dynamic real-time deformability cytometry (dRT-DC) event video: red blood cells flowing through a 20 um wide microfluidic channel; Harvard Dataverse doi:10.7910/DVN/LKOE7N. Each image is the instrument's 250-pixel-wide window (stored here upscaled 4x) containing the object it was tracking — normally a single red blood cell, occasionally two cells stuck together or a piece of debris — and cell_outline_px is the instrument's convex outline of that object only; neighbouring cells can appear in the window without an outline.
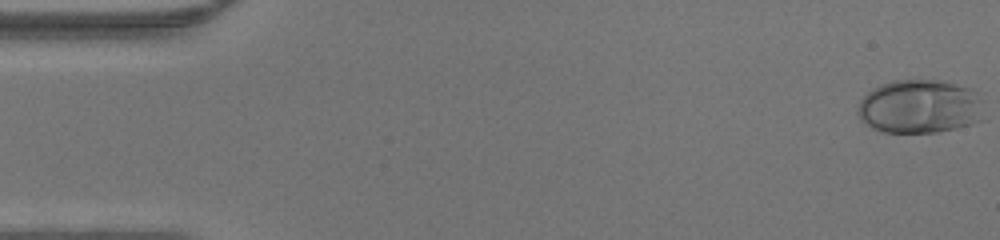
{"species": "human", "species_latin": "Homo sapiens", "temperature_condition": "warm", "stored_images_in_passage": 47, "camera_frame_rate_fps": 3000, "um_per_image_px": 0.085, "donor": {"sex": "male"}, "frame": {"image": 1, "passage_image": 1, "time_ms": 0.0, "image_size_px": [1000, 240], "cell_outline_px": [[984, 120], [972, 124], [956, 128], [936, 132], [884, 132], [872, 128], [864, 124], [860, 120], [856, 112], [860, 100], [872, 88], [880, 84], [892, 80], [940, 80], [968, 88], [976, 92]], "centroid_in_image_um": [78.12, 9.06], "position_along_channel_um": 6.9, "area_um2": 39.59}}
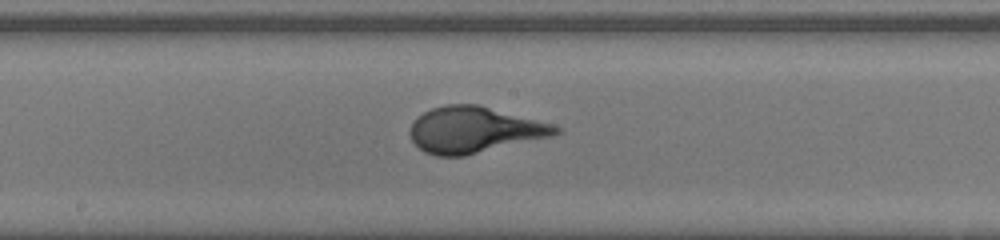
{"frame": {"image": 2, "passage_image": 25, "time_ms": 8.0, "image_size_px": [1000, 240], "cell_outline_px": [[564, 132], [552, 136], [464, 156], [436, 156], [424, 152], [412, 140], [408, 132], [416, 116], [432, 108], [448, 104], [480, 104], [552, 124], [564, 128]], "centroid_in_image_um": [40.32, 11.03], "position_along_channel_um": 207.9, "area_um2": 39.3}}
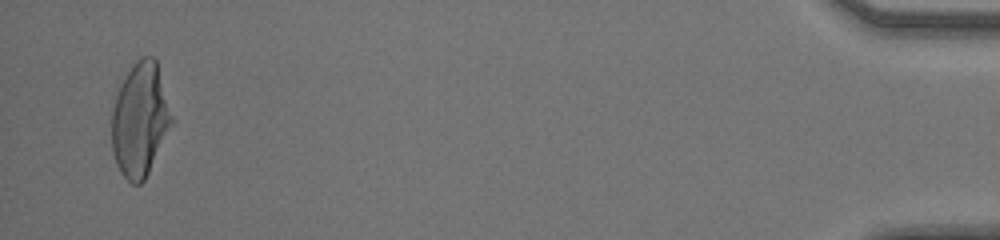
{"frame": {"image": 3, "passage_image": 46, "time_ms": 15.0, "image_size_px": [1000, 240], "cell_outline_px": [[176, 120], [144, 180], [140, 184], [132, 184], [120, 172], [116, 164], [112, 152], [112, 112], [116, 96], [128, 72], [136, 60], [140, 56], [152, 56], [156, 60]], "centroid_in_image_um": [11.95, 10.18], "position_along_channel_um": 423.2, "area_um2": 40.11}}